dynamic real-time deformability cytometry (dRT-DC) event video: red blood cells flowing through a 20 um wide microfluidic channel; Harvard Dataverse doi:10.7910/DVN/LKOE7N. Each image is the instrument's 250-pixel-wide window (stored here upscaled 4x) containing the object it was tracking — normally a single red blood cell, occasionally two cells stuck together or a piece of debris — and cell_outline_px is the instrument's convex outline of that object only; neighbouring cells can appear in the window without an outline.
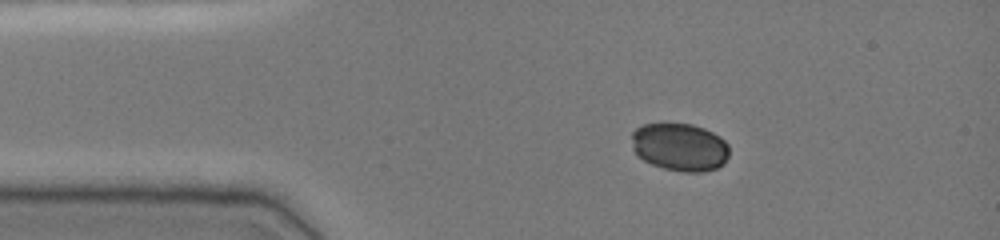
{"species": "common noctule bat (a hibernating species)", "species_latin": "Nyctalus noctula", "temperature_condition": "cold", "stored_images_in_passage": 47, "camera_frame_rate_fps": 3000, "um_per_image_px": 0.085, "animal": {"sex": "female", "body_mass_g": 19.0, "forearm_length_mm": 51.5}, "frame": {"image": 1, "passage_image": 8, "time_ms": 2.333, "image_size_px": [1000, 240], "cell_outline_px": [[728, 156], [724, 164], [716, 168], [704, 172], [684, 172], [664, 168], [652, 164], [636, 156], [632, 148], [632, 132], [636, 128], [644, 124], [664, 120], [692, 124], [704, 128], [720, 136], [728, 144]], "centroid_in_image_um": [57.75, 12.45], "position_along_channel_um": 27.2, "area_um2": 28.03}}
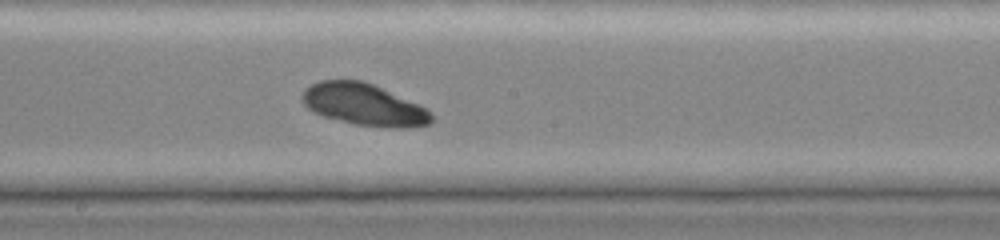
{"frame": {"image": 2, "passage_image": 26, "time_ms": 8.333, "image_size_px": [1000, 240], "cell_outline_px": [[432, 120], [428, 124], [408, 128], [392, 128], [356, 124], [324, 116], [308, 108], [300, 100], [300, 96], [304, 88], [320, 80], [364, 80], [420, 104], [428, 108], [432, 112]], "centroid_in_image_um": [30.95, 8.88], "position_along_channel_um": 217.3, "area_um2": 31.67}}
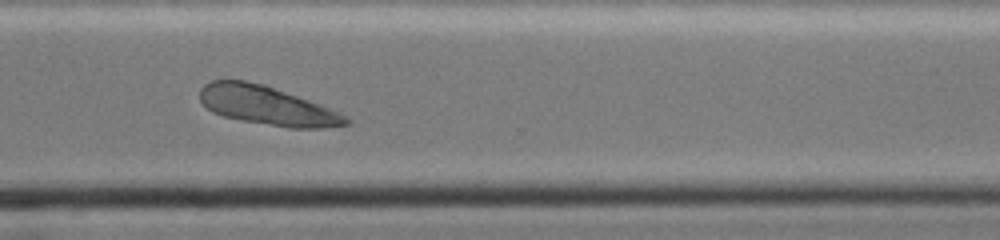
{"frame": {"image": 3, "passage_image": 36, "time_ms": 11.667, "image_size_px": [1000, 240], "cell_outline_px": [[348, 124], [324, 128], [288, 128], [244, 120], [224, 116], [212, 112], [200, 100], [200, 88], [204, 84], [212, 80], [244, 80], [264, 84], [308, 100], [340, 112], [348, 116]], "centroid_in_image_um": [22.69, 8.97], "position_along_channel_um": 347.9, "area_um2": 32.77}}